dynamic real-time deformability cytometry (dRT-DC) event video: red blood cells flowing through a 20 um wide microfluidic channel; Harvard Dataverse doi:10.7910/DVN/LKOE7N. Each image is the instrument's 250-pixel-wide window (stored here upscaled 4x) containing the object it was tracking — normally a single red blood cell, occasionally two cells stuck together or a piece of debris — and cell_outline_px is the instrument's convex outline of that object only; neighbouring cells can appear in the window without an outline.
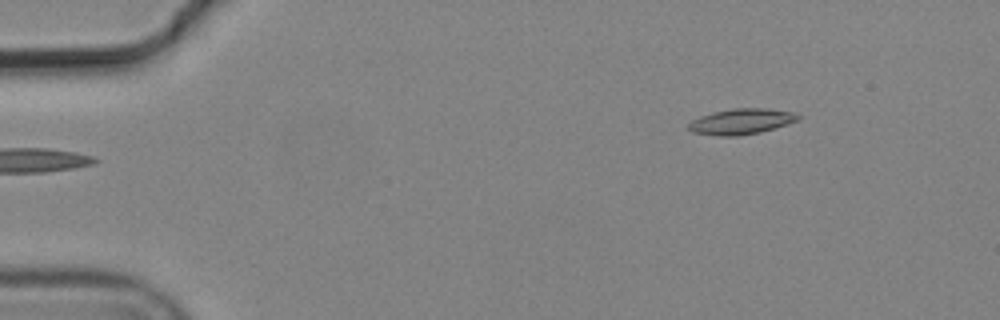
{"species": "common noctule bat (a hibernating species)", "species_latin": "Nyctalus noctula", "temperature_condition": "cold", "stored_images_in_passage": 2, "camera_frame_rate_fps": 3000, "um_per_image_px": 0.085, "animal": {"sex": "male", "body_mass_g": 19.2, "forearm_length_mm": 51.8}, "frame": {"image": 1, "passage_image": 2, "time_ms": 0.333, "image_size_px": [1000, 320], "cell_outline_px": [[800, 120], [788, 124], [760, 132], [736, 136], [720, 136], [692, 132], [688, 128], [688, 124], [692, 120], [700, 116], [712, 112], [732, 108], [768, 108], [792, 112], [800, 116]], "centroid_in_image_um": [63.01, 10.32], "position_along_channel_um": 22.0, "area_um2": 16.42}}